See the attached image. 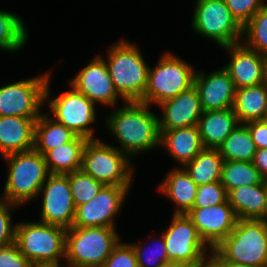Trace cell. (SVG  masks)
Here are the masks:
<instances>
[{
	"label": "cell",
	"instance_id": "ee69618b",
	"mask_svg": "<svg viewBox=\"0 0 267 267\" xmlns=\"http://www.w3.org/2000/svg\"><path fill=\"white\" fill-rule=\"evenodd\" d=\"M29 267H63L52 262H31Z\"/></svg>",
	"mask_w": 267,
	"mask_h": 267
},
{
	"label": "cell",
	"instance_id": "4fadbf2b",
	"mask_svg": "<svg viewBox=\"0 0 267 267\" xmlns=\"http://www.w3.org/2000/svg\"><path fill=\"white\" fill-rule=\"evenodd\" d=\"M131 188L132 186L104 185L93 199L76 207L72 227H116L115 219Z\"/></svg>",
	"mask_w": 267,
	"mask_h": 267
},
{
	"label": "cell",
	"instance_id": "60d3db41",
	"mask_svg": "<svg viewBox=\"0 0 267 267\" xmlns=\"http://www.w3.org/2000/svg\"><path fill=\"white\" fill-rule=\"evenodd\" d=\"M253 164L259 170L260 175L267 180V148L256 150Z\"/></svg>",
	"mask_w": 267,
	"mask_h": 267
},
{
	"label": "cell",
	"instance_id": "484cf974",
	"mask_svg": "<svg viewBox=\"0 0 267 267\" xmlns=\"http://www.w3.org/2000/svg\"><path fill=\"white\" fill-rule=\"evenodd\" d=\"M87 139L76 136L71 142L47 151L43 156L50 174H68L82 167Z\"/></svg>",
	"mask_w": 267,
	"mask_h": 267
},
{
	"label": "cell",
	"instance_id": "2e32d148",
	"mask_svg": "<svg viewBox=\"0 0 267 267\" xmlns=\"http://www.w3.org/2000/svg\"><path fill=\"white\" fill-rule=\"evenodd\" d=\"M186 215L211 250L233 231L238 221L228 200L220 205L192 208Z\"/></svg>",
	"mask_w": 267,
	"mask_h": 267
},
{
	"label": "cell",
	"instance_id": "6da1fadb",
	"mask_svg": "<svg viewBox=\"0 0 267 267\" xmlns=\"http://www.w3.org/2000/svg\"><path fill=\"white\" fill-rule=\"evenodd\" d=\"M150 110L146 103L131 101L106 115V128L118 142L117 148L132 160L141 152L160 147L158 115Z\"/></svg>",
	"mask_w": 267,
	"mask_h": 267
},
{
	"label": "cell",
	"instance_id": "277c9868",
	"mask_svg": "<svg viewBox=\"0 0 267 267\" xmlns=\"http://www.w3.org/2000/svg\"><path fill=\"white\" fill-rule=\"evenodd\" d=\"M120 240L116 227L68 228L64 267H102Z\"/></svg>",
	"mask_w": 267,
	"mask_h": 267
},
{
	"label": "cell",
	"instance_id": "ba28073f",
	"mask_svg": "<svg viewBox=\"0 0 267 267\" xmlns=\"http://www.w3.org/2000/svg\"><path fill=\"white\" fill-rule=\"evenodd\" d=\"M66 228L39 221L17 222L15 242L31 262H52L64 267Z\"/></svg>",
	"mask_w": 267,
	"mask_h": 267
},
{
	"label": "cell",
	"instance_id": "5b68a950",
	"mask_svg": "<svg viewBox=\"0 0 267 267\" xmlns=\"http://www.w3.org/2000/svg\"><path fill=\"white\" fill-rule=\"evenodd\" d=\"M214 250L225 261L267 267V223L238 219L233 231Z\"/></svg>",
	"mask_w": 267,
	"mask_h": 267
},
{
	"label": "cell",
	"instance_id": "8992f818",
	"mask_svg": "<svg viewBox=\"0 0 267 267\" xmlns=\"http://www.w3.org/2000/svg\"><path fill=\"white\" fill-rule=\"evenodd\" d=\"M195 72L194 65L182 57L163 52L156 65L153 68L149 66L148 84L140 102L153 107L178 96L194 85Z\"/></svg>",
	"mask_w": 267,
	"mask_h": 267
},
{
	"label": "cell",
	"instance_id": "44dd1931",
	"mask_svg": "<svg viewBox=\"0 0 267 267\" xmlns=\"http://www.w3.org/2000/svg\"><path fill=\"white\" fill-rule=\"evenodd\" d=\"M160 148L166 150L178 164L183 167L193 160L204 148L197 126L159 130Z\"/></svg>",
	"mask_w": 267,
	"mask_h": 267
},
{
	"label": "cell",
	"instance_id": "c3c4849f",
	"mask_svg": "<svg viewBox=\"0 0 267 267\" xmlns=\"http://www.w3.org/2000/svg\"><path fill=\"white\" fill-rule=\"evenodd\" d=\"M264 121L267 123V114H266V116H265V119H264Z\"/></svg>",
	"mask_w": 267,
	"mask_h": 267
},
{
	"label": "cell",
	"instance_id": "bcb514c9",
	"mask_svg": "<svg viewBox=\"0 0 267 267\" xmlns=\"http://www.w3.org/2000/svg\"><path fill=\"white\" fill-rule=\"evenodd\" d=\"M267 223V180H266V204H265V213L264 217L262 218Z\"/></svg>",
	"mask_w": 267,
	"mask_h": 267
},
{
	"label": "cell",
	"instance_id": "4dcf8cb0",
	"mask_svg": "<svg viewBox=\"0 0 267 267\" xmlns=\"http://www.w3.org/2000/svg\"><path fill=\"white\" fill-rule=\"evenodd\" d=\"M265 179L260 175L259 170L253 162L248 161H224L222 166L221 183L227 193L230 190L242 186L260 184Z\"/></svg>",
	"mask_w": 267,
	"mask_h": 267
},
{
	"label": "cell",
	"instance_id": "9a60e30c",
	"mask_svg": "<svg viewBox=\"0 0 267 267\" xmlns=\"http://www.w3.org/2000/svg\"><path fill=\"white\" fill-rule=\"evenodd\" d=\"M75 90L85 95L95 105L113 108L126 101L116 91L102 55L97 54L78 74L69 80Z\"/></svg>",
	"mask_w": 267,
	"mask_h": 267
},
{
	"label": "cell",
	"instance_id": "9c48e42d",
	"mask_svg": "<svg viewBox=\"0 0 267 267\" xmlns=\"http://www.w3.org/2000/svg\"><path fill=\"white\" fill-rule=\"evenodd\" d=\"M191 29L212 40L218 47L242 42L243 26L236 20L225 0H195Z\"/></svg>",
	"mask_w": 267,
	"mask_h": 267
},
{
	"label": "cell",
	"instance_id": "f1b7e54d",
	"mask_svg": "<svg viewBox=\"0 0 267 267\" xmlns=\"http://www.w3.org/2000/svg\"><path fill=\"white\" fill-rule=\"evenodd\" d=\"M28 29L20 15L0 10V51L20 52L28 42Z\"/></svg>",
	"mask_w": 267,
	"mask_h": 267
},
{
	"label": "cell",
	"instance_id": "ab89813d",
	"mask_svg": "<svg viewBox=\"0 0 267 267\" xmlns=\"http://www.w3.org/2000/svg\"><path fill=\"white\" fill-rule=\"evenodd\" d=\"M248 127L256 149L267 148V123L264 120L245 123Z\"/></svg>",
	"mask_w": 267,
	"mask_h": 267
},
{
	"label": "cell",
	"instance_id": "ffe728a7",
	"mask_svg": "<svg viewBox=\"0 0 267 267\" xmlns=\"http://www.w3.org/2000/svg\"><path fill=\"white\" fill-rule=\"evenodd\" d=\"M37 119L0 116V154L2 157L33 149Z\"/></svg>",
	"mask_w": 267,
	"mask_h": 267
},
{
	"label": "cell",
	"instance_id": "1f68e13d",
	"mask_svg": "<svg viewBox=\"0 0 267 267\" xmlns=\"http://www.w3.org/2000/svg\"><path fill=\"white\" fill-rule=\"evenodd\" d=\"M157 237L153 236L146 241L147 243L151 241L154 248L149 243L130 242L136 254L138 267H167L170 264L162 233L159 239Z\"/></svg>",
	"mask_w": 267,
	"mask_h": 267
},
{
	"label": "cell",
	"instance_id": "f546056e",
	"mask_svg": "<svg viewBox=\"0 0 267 267\" xmlns=\"http://www.w3.org/2000/svg\"><path fill=\"white\" fill-rule=\"evenodd\" d=\"M256 146L245 124H240L219 146L224 161L253 162Z\"/></svg>",
	"mask_w": 267,
	"mask_h": 267
},
{
	"label": "cell",
	"instance_id": "3957f363",
	"mask_svg": "<svg viewBox=\"0 0 267 267\" xmlns=\"http://www.w3.org/2000/svg\"><path fill=\"white\" fill-rule=\"evenodd\" d=\"M3 158L9 167L6 168L7 178L0 195L19 207L38 199L41 186L50 174L44 156L32 149Z\"/></svg>",
	"mask_w": 267,
	"mask_h": 267
},
{
	"label": "cell",
	"instance_id": "83f0119b",
	"mask_svg": "<svg viewBox=\"0 0 267 267\" xmlns=\"http://www.w3.org/2000/svg\"><path fill=\"white\" fill-rule=\"evenodd\" d=\"M224 159L218 149L203 148L201 152L183 168L197 184L221 181Z\"/></svg>",
	"mask_w": 267,
	"mask_h": 267
},
{
	"label": "cell",
	"instance_id": "8d00e7d4",
	"mask_svg": "<svg viewBox=\"0 0 267 267\" xmlns=\"http://www.w3.org/2000/svg\"><path fill=\"white\" fill-rule=\"evenodd\" d=\"M227 7L244 26L260 9L266 6L264 0H225Z\"/></svg>",
	"mask_w": 267,
	"mask_h": 267
},
{
	"label": "cell",
	"instance_id": "e575fe53",
	"mask_svg": "<svg viewBox=\"0 0 267 267\" xmlns=\"http://www.w3.org/2000/svg\"><path fill=\"white\" fill-rule=\"evenodd\" d=\"M227 191L221 181L198 185L193 208L220 205L228 200Z\"/></svg>",
	"mask_w": 267,
	"mask_h": 267
},
{
	"label": "cell",
	"instance_id": "d6a6232c",
	"mask_svg": "<svg viewBox=\"0 0 267 267\" xmlns=\"http://www.w3.org/2000/svg\"><path fill=\"white\" fill-rule=\"evenodd\" d=\"M242 42L250 49L267 55V7L260 9L244 26Z\"/></svg>",
	"mask_w": 267,
	"mask_h": 267
},
{
	"label": "cell",
	"instance_id": "d4e9b609",
	"mask_svg": "<svg viewBox=\"0 0 267 267\" xmlns=\"http://www.w3.org/2000/svg\"><path fill=\"white\" fill-rule=\"evenodd\" d=\"M232 108L240 124L264 120L267 114V84L236 89Z\"/></svg>",
	"mask_w": 267,
	"mask_h": 267
},
{
	"label": "cell",
	"instance_id": "f6af8a7d",
	"mask_svg": "<svg viewBox=\"0 0 267 267\" xmlns=\"http://www.w3.org/2000/svg\"><path fill=\"white\" fill-rule=\"evenodd\" d=\"M200 267H217L209 258H207Z\"/></svg>",
	"mask_w": 267,
	"mask_h": 267
},
{
	"label": "cell",
	"instance_id": "7bdbcfd3",
	"mask_svg": "<svg viewBox=\"0 0 267 267\" xmlns=\"http://www.w3.org/2000/svg\"><path fill=\"white\" fill-rule=\"evenodd\" d=\"M202 263L203 262H192V263L178 262V263H170L167 267H200Z\"/></svg>",
	"mask_w": 267,
	"mask_h": 267
},
{
	"label": "cell",
	"instance_id": "74e56055",
	"mask_svg": "<svg viewBox=\"0 0 267 267\" xmlns=\"http://www.w3.org/2000/svg\"><path fill=\"white\" fill-rule=\"evenodd\" d=\"M102 267H138L132 245L120 240Z\"/></svg>",
	"mask_w": 267,
	"mask_h": 267
},
{
	"label": "cell",
	"instance_id": "e0dca14e",
	"mask_svg": "<svg viewBox=\"0 0 267 267\" xmlns=\"http://www.w3.org/2000/svg\"><path fill=\"white\" fill-rule=\"evenodd\" d=\"M230 61L223 68L234 82L235 88L260 85L265 82V56L248 48L243 42L224 46Z\"/></svg>",
	"mask_w": 267,
	"mask_h": 267
},
{
	"label": "cell",
	"instance_id": "b9f144b4",
	"mask_svg": "<svg viewBox=\"0 0 267 267\" xmlns=\"http://www.w3.org/2000/svg\"><path fill=\"white\" fill-rule=\"evenodd\" d=\"M209 259L217 266V267H252L247 266L235 262L225 261L214 249L211 251Z\"/></svg>",
	"mask_w": 267,
	"mask_h": 267
},
{
	"label": "cell",
	"instance_id": "836d02e7",
	"mask_svg": "<svg viewBox=\"0 0 267 267\" xmlns=\"http://www.w3.org/2000/svg\"><path fill=\"white\" fill-rule=\"evenodd\" d=\"M68 178L75 207L93 199L104 186L82 169L68 173Z\"/></svg>",
	"mask_w": 267,
	"mask_h": 267
},
{
	"label": "cell",
	"instance_id": "d6986e66",
	"mask_svg": "<svg viewBox=\"0 0 267 267\" xmlns=\"http://www.w3.org/2000/svg\"><path fill=\"white\" fill-rule=\"evenodd\" d=\"M157 107L162 111L160 113L162 115H158L159 130L197 126L204 112L198 90L194 85Z\"/></svg>",
	"mask_w": 267,
	"mask_h": 267
},
{
	"label": "cell",
	"instance_id": "603a6c76",
	"mask_svg": "<svg viewBox=\"0 0 267 267\" xmlns=\"http://www.w3.org/2000/svg\"><path fill=\"white\" fill-rule=\"evenodd\" d=\"M239 125L233 108L204 111L197 124L203 147L218 149Z\"/></svg>",
	"mask_w": 267,
	"mask_h": 267
},
{
	"label": "cell",
	"instance_id": "7dc6e473",
	"mask_svg": "<svg viewBox=\"0 0 267 267\" xmlns=\"http://www.w3.org/2000/svg\"><path fill=\"white\" fill-rule=\"evenodd\" d=\"M265 83L267 84V55L265 56Z\"/></svg>",
	"mask_w": 267,
	"mask_h": 267
},
{
	"label": "cell",
	"instance_id": "5bb4252c",
	"mask_svg": "<svg viewBox=\"0 0 267 267\" xmlns=\"http://www.w3.org/2000/svg\"><path fill=\"white\" fill-rule=\"evenodd\" d=\"M40 221L71 228L75 218L76 207L73 202L68 174H49L41 186Z\"/></svg>",
	"mask_w": 267,
	"mask_h": 267
},
{
	"label": "cell",
	"instance_id": "7c38bea8",
	"mask_svg": "<svg viewBox=\"0 0 267 267\" xmlns=\"http://www.w3.org/2000/svg\"><path fill=\"white\" fill-rule=\"evenodd\" d=\"M162 235L170 263L204 262L212 251L186 214H173Z\"/></svg>",
	"mask_w": 267,
	"mask_h": 267
},
{
	"label": "cell",
	"instance_id": "30bf717a",
	"mask_svg": "<svg viewBox=\"0 0 267 267\" xmlns=\"http://www.w3.org/2000/svg\"><path fill=\"white\" fill-rule=\"evenodd\" d=\"M51 75L45 88V105L48 104L50 108L49 115H52V118L65 125L77 136L84 137L87 140L98 139L99 137L95 136V129L92 125L97 121L96 105L71 85L68 87L70 90L52 98L50 92Z\"/></svg>",
	"mask_w": 267,
	"mask_h": 267
},
{
	"label": "cell",
	"instance_id": "f35d334b",
	"mask_svg": "<svg viewBox=\"0 0 267 267\" xmlns=\"http://www.w3.org/2000/svg\"><path fill=\"white\" fill-rule=\"evenodd\" d=\"M30 263L20 252L16 242L0 246V267H29Z\"/></svg>",
	"mask_w": 267,
	"mask_h": 267
},
{
	"label": "cell",
	"instance_id": "52a82bcc",
	"mask_svg": "<svg viewBox=\"0 0 267 267\" xmlns=\"http://www.w3.org/2000/svg\"><path fill=\"white\" fill-rule=\"evenodd\" d=\"M133 161L117 146L100 138L91 139L85 145L81 169L104 185L132 186L135 171Z\"/></svg>",
	"mask_w": 267,
	"mask_h": 267
},
{
	"label": "cell",
	"instance_id": "d590c367",
	"mask_svg": "<svg viewBox=\"0 0 267 267\" xmlns=\"http://www.w3.org/2000/svg\"><path fill=\"white\" fill-rule=\"evenodd\" d=\"M18 207L0 195V246L15 242L17 222L13 224L12 211Z\"/></svg>",
	"mask_w": 267,
	"mask_h": 267
},
{
	"label": "cell",
	"instance_id": "ac0fdd59",
	"mask_svg": "<svg viewBox=\"0 0 267 267\" xmlns=\"http://www.w3.org/2000/svg\"><path fill=\"white\" fill-rule=\"evenodd\" d=\"M194 86L197 88L203 111L232 108L236 88L228 72L223 68L211 73L195 72Z\"/></svg>",
	"mask_w": 267,
	"mask_h": 267
},
{
	"label": "cell",
	"instance_id": "8fae6325",
	"mask_svg": "<svg viewBox=\"0 0 267 267\" xmlns=\"http://www.w3.org/2000/svg\"><path fill=\"white\" fill-rule=\"evenodd\" d=\"M52 72L23 78L0 87V116L39 118L45 105V88Z\"/></svg>",
	"mask_w": 267,
	"mask_h": 267
},
{
	"label": "cell",
	"instance_id": "7a4b0ae2",
	"mask_svg": "<svg viewBox=\"0 0 267 267\" xmlns=\"http://www.w3.org/2000/svg\"><path fill=\"white\" fill-rule=\"evenodd\" d=\"M106 62L118 94L126 101H141L148 84V62L136 43L120 39L107 49Z\"/></svg>",
	"mask_w": 267,
	"mask_h": 267
},
{
	"label": "cell",
	"instance_id": "7402d4cb",
	"mask_svg": "<svg viewBox=\"0 0 267 267\" xmlns=\"http://www.w3.org/2000/svg\"><path fill=\"white\" fill-rule=\"evenodd\" d=\"M160 182L158 191L174 203L173 214H187L194 205L198 185L183 167L175 166Z\"/></svg>",
	"mask_w": 267,
	"mask_h": 267
},
{
	"label": "cell",
	"instance_id": "4316f807",
	"mask_svg": "<svg viewBox=\"0 0 267 267\" xmlns=\"http://www.w3.org/2000/svg\"><path fill=\"white\" fill-rule=\"evenodd\" d=\"M77 135L57 122L49 113H41L35 122L33 149L44 155L47 151L71 142Z\"/></svg>",
	"mask_w": 267,
	"mask_h": 267
},
{
	"label": "cell",
	"instance_id": "cb8c5ba5",
	"mask_svg": "<svg viewBox=\"0 0 267 267\" xmlns=\"http://www.w3.org/2000/svg\"><path fill=\"white\" fill-rule=\"evenodd\" d=\"M227 197L238 219H262L266 204V180L230 190Z\"/></svg>",
	"mask_w": 267,
	"mask_h": 267
}]
</instances>
